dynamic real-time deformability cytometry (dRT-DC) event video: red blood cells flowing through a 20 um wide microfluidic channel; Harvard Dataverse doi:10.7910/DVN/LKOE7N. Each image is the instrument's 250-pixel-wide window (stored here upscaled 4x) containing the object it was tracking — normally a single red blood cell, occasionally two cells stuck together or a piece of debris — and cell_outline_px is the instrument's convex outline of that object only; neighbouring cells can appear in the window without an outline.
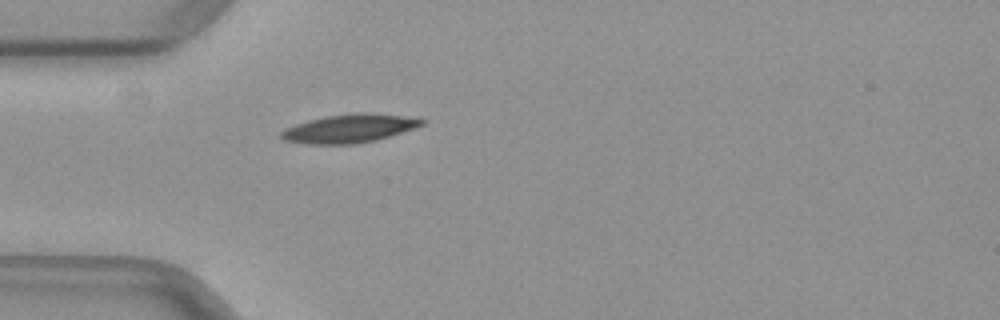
{"species": "common noctule bat (a hibernating species)", "species_latin": "Nyctalus noctula", "temperature_condition": "warm", "stored_images_in_passage": 36, "camera_frame_rate_fps": 3000, "um_per_image_px": 0.085, "animal": {"sex": "female", "body_mass_g": 29.2, "forearm_length_mm": 56.3}, "frame": {"image": 1, "passage_image": 1, "time_ms": 0.0, "image_size_px": [1000, 320], "cell_outline_px": [[424, 124], [376, 140], [356, 144], [304, 144], [284, 140], [280, 136], [280, 132], [284, 128], [308, 120], [324, 116], [352, 112], [372, 112], [400, 116], [424, 120]], "centroid_in_image_um": [29.6, 10.91], "position_along_channel_um": 55.4, "area_um2": 23.24}}